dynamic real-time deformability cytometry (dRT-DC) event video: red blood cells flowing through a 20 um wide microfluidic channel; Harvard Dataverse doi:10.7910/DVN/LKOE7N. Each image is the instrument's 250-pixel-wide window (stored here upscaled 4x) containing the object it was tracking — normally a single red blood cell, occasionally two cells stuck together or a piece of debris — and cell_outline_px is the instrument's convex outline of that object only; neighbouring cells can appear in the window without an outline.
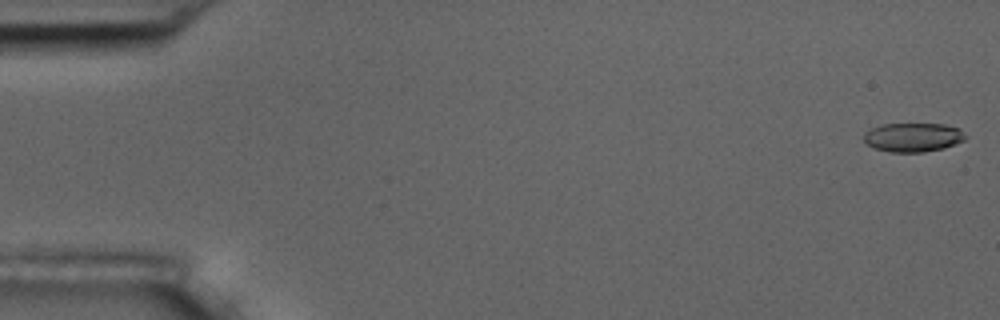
{"species": "common noctule bat (a hibernating species)", "species_latin": "Nyctalus noctula", "temperature_condition": "room temperature", "stored_images_in_passage": 56, "camera_frame_rate_fps": 3000, "um_per_image_px": 0.085, "animal": {"sex": "male", "body_mass_g": 17.5, "forearm_length_mm": 52.3}, "frame": {"image": 1, "passage_image": 1, "time_ms": 0.0, "image_size_px": [1000, 320], "cell_outline_px": [[968, 136], [964, 140], [944, 148], [924, 152], [888, 152], [864, 144], [864, 132], [872, 128], [884, 124], [944, 124], [960, 128]], "centroid_in_image_um": [77.62, 11.67], "position_along_channel_um": 7.4, "area_um2": 17.28}}
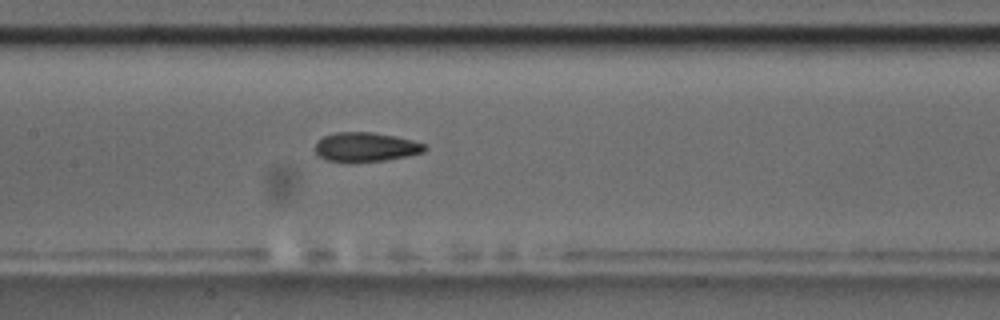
{"frame": {"image": 2, "passage_image": 27, "time_ms": 8.667, "image_size_px": [1000, 320], "cell_outline_px": [[428, 148], [424, 152], [384, 160], [328, 160], [320, 156], [316, 152], [316, 140], [324, 136], [336, 132], [372, 132], [396, 136], [428, 144]], "centroid_in_image_um": [31.14, 12.45], "position_along_channel_um": 176.3, "area_um2": 18.21}}
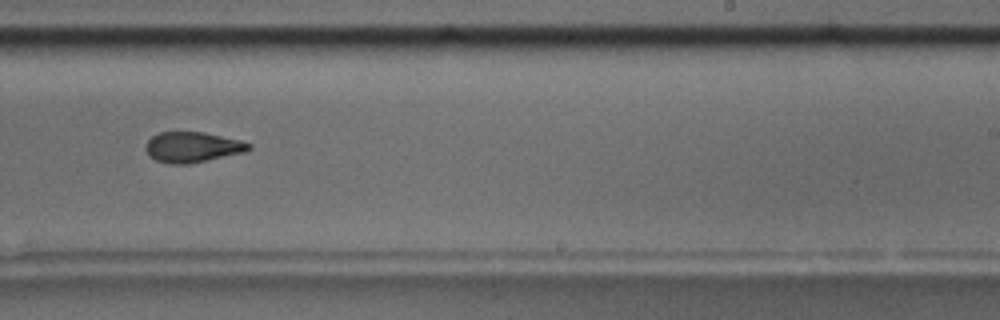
{"frame": {"image": 3, "passage_image": 35, "time_ms": 11.333, "image_size_px": [1000, 320], "cell_outline_px": [[252, 148], [244, 152], [208, 160], [188, 164], [168, 164], [156, 160], [148, 156], [144, 148], [144, 144], [152, 136], [160, 132], [204, 132], [240, 140], [252, 144]], "centroid_in_image_um": [16.32, 12.51], "position_along_channel_um": 272.7, "area_um2": 18.44}, "authors_computed_cell_mechanics": {"area_um2": 18.5827, "velocity_mm_per_s": 3.6236, "shape_relaxation_time_tau1_ms": 6.3108, "shape_relaxation_time_tau2_ms": 2.4609, "deformation_change_tau1": 0.159, "deformation_change_tau2": 0.0921}}